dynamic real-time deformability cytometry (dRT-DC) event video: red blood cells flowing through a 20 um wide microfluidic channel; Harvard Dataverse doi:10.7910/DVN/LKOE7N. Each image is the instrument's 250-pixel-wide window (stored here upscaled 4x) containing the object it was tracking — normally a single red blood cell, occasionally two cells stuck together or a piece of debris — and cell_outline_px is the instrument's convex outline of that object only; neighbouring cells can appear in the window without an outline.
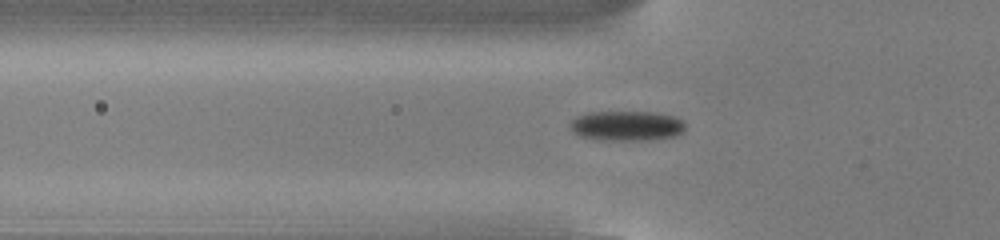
{"species": "common noctule bat (a hibernating species)", "species_latin": "Nyctalus noctula", "temperature_condition": "cold", "stored_images_in_passage": 54, "camera_frame_rate_fps": 3000, "um_per_image_px": 0.085, "animal": {"sex": "male", "body_mass_g": 13.0, "forearm_length_mm": 53.1}, "frame": {"image": 1, "passage_image": 18, "time_ms": 5.667, "image_size_px": [1000, 240], "cell_outline_px": [[684, 128], [680, 132], [672, 136], [648, 140], [600, 140], [580, 136], [568, 124], [576, 116], [588, 112], [656, 112], [672, 116], [684, 120]], "centroid_in_image_um": [53.24, 10.68], "position_along_channel_um": 72.6, "area_um2": 19.94}}
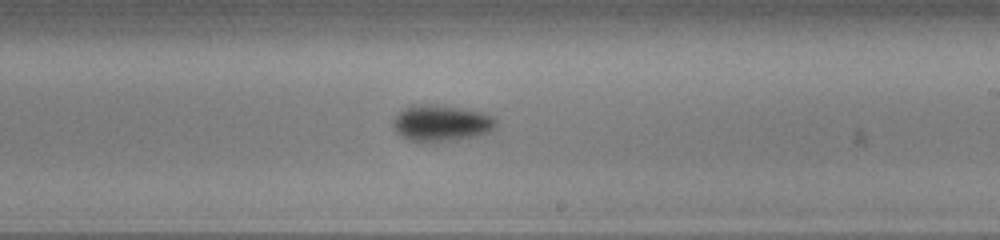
{"frame": {"image": 2, "passage_image": 32, "time_ms": 10.333, "image_size_px": [1000, 240], "cell_outline_px": [[496, 124], [488, 132], [476, 136], [428, 144], [408, 140], [400, 136], [396, 132], [392, 124], [392, 120], [404, 108], [412, 104], [432, 104], [460, 108], [484, 112], [492, 116], [496, 120]], "centroid_in_image_um": [37.45, 10.48], "position_along_channel_um": 251.5, "area_um2": 22.08}}
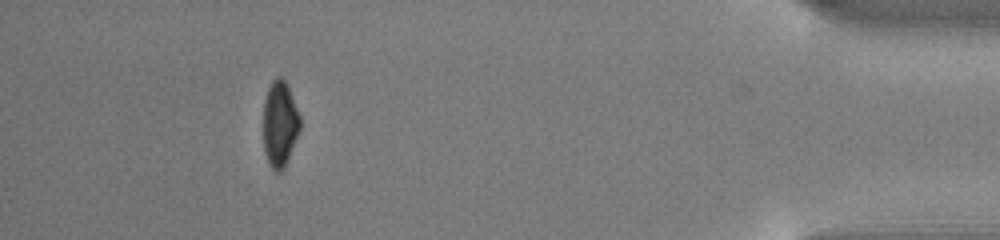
{"frame": {"image": 3, "passage_image": 49, "time_ms": 16.0, "image_size_px": [1000, 240], "cell_outline_px": [[300, 128], [288, 160], [284, 168], [280, 172], [276, 172], [268, 164], [264, 152], [264, 100], [268, 88], [272, 80], [276, 76], [280, 76], [288, 84], [300, 116]], "centroid_in_image_um": [23.78, 10.52], "position_along_channel_um": 411.4, "area_um2": 18.5}, "authors_computed_cell_mechanics": {"area_um2": 19.5942, "velocity_mm_per_s": 3.836, "shape_relaxation_time_tau1_ms": 2.4741, "shape_relaxation_time_tau2_ms": null, "deformation_change_tau1": 0.1122, "deformation_change_tau2": null}}